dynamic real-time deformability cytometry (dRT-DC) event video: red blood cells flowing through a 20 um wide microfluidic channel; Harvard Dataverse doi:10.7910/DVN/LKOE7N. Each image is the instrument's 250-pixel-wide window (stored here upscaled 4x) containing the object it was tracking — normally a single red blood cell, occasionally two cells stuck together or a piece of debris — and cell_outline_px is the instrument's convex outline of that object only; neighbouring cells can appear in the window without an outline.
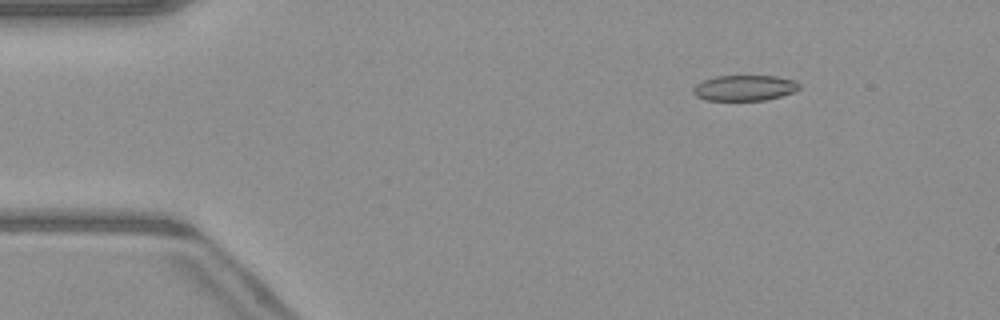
{"species": "common noctule bat (a hibernating species)", "species_latin": "Nyctalus noctula", "temperature_condition": "warm", "stored_images_in_passage": 51, "camera_frame_rate_fps": 3000, "um_per_image_px": 0.085, "animal": {"sex": "male", "body_mass_g": 23.1, "forearm_length_mm": 52.7}, "frame": {"image": 1, "passage_image": 7, "time_ms": 2.0, "image_size_px": [1000, 320], "cell_outline_px": [[800, 88], [792, 92], [780, 96], [764, 100], [704, 100], [696, 96], [692, 92], [692, 88], [696, 84], [704, 80], [716, 76], [776, 76], [796, 80], [800, 84]], "centroid_in_image_um": [63.27, 7.47], "position_along_channel_um": 21.7, "area_um2": 15.84}}
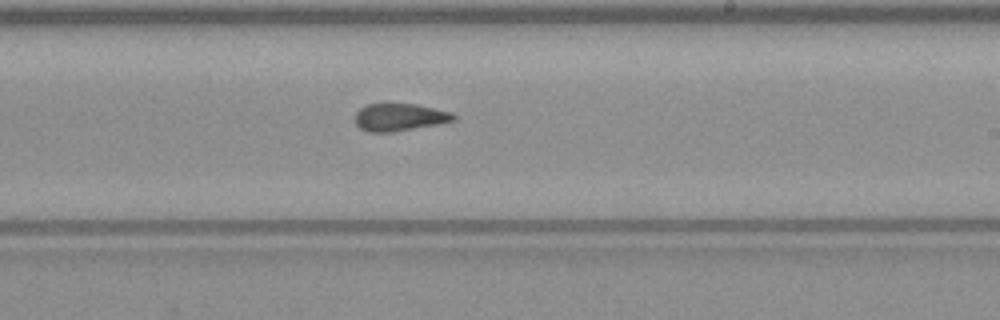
{"frame": {"image": 2, "passage_image": 30, "time_ms": 9.667, "image_size_px": [1000, 320], "cell_outline_px": [[456, 120], [436, 124], [392, 132], [368, 132], [360, 128], [356, 124], [356, 112], [360, 108], [368, 104], [384, 100], [416, 104], [452, 112], [456, 116]], "centroid_in_image_um": [33.92, 9.91], "position_along_channel_um": 255.1, "area_um2": 16.3}}
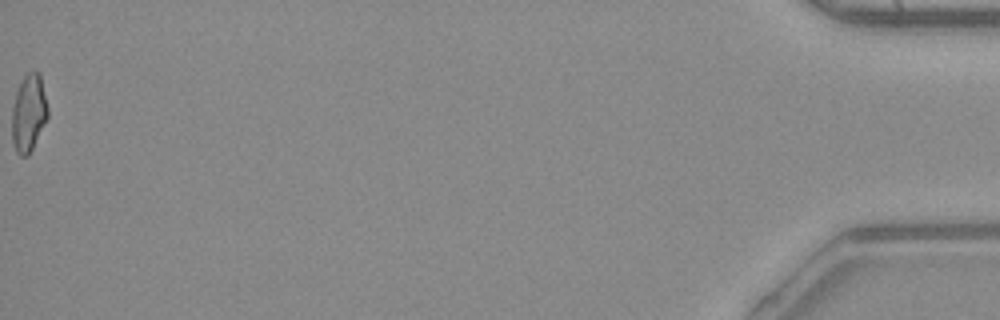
{"frame": {"image": 3, "passage_image": 51, "time_ms": 16.667, "image_size_px": [1000, 320], "cell_outline_px": [[48, 116], [28, 156], [20, 156], [16, 152], [12, 140], [12, 108], [16, 92], [24, 76], [28, 72], [40, 72], [48, 108]], "centroid_in_image_um": [2.43, 9.61], "position_along_channel_um": 432.8, "area_um2": 16.01}, "authors_computed_cell_mechanics": {"area_um2": 16.2418, "velocity_mm_per_s": 4.1139, "shape_relaxation_time_tau1_ms": null, "shape_relaxation_time_tau2_ms": 2.9164, "deformation_change_tau1": null, "deformation_change_tau2": 0.1172}}